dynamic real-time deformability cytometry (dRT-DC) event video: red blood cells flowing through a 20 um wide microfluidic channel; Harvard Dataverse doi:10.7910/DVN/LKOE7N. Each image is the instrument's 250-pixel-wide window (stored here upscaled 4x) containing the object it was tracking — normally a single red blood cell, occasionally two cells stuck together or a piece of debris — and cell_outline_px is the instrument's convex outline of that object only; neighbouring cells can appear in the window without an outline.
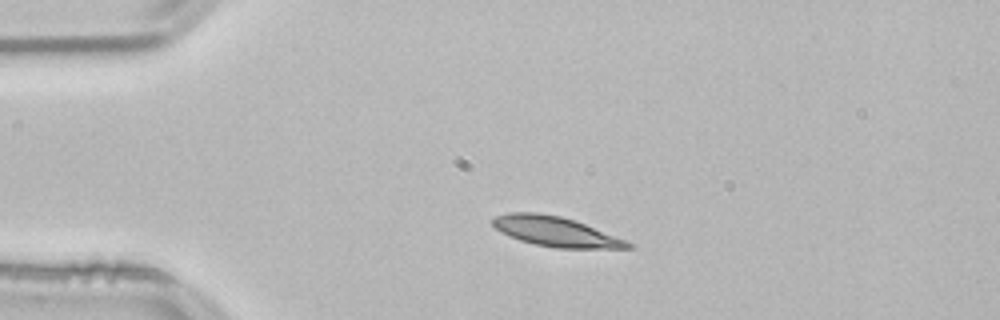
{"species": "common noctule bat (a hibernating species)", "species_latin": "Nyctalus noctula", "temperature_condition": "room temperature", "stored_images_in_passage": 31, "camera_frame_rate_fps": 3000, "um_per_image_px": 0.085, "animal": {"sex": "male", "body_mass_g": 21.5, "forearm_length_mm": 52.0}, "frame": {"image": 1, "passage_image": 1, "time_ms": 0.0, "image_size_px": [1000, 320], "cell_outline_px": [[636, 248], [556, 248], [536, 244], [520, 240], [508, 236], [500, 232], [492, 224], [492, 220], [496, 216], [508, 212], [540, 212], [560, 216], [584, 224], [624, 240], [632, 244]], "centroid_in_image_um": [47.16, 19.68], "position_along_channel_um": 37.8, "area_um2": 23.12}}
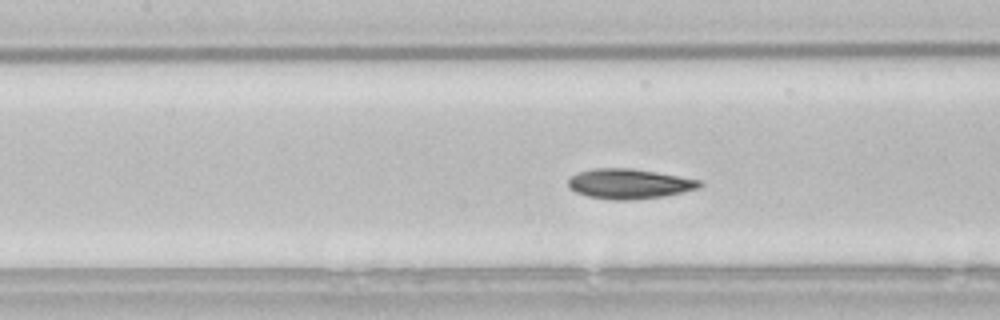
{"frame": {"image": 2, "passage_image": 13, "time_ms": 4.0, "image_size_px": [1000, 320], "cell_outline_px": [[704, 184], [700, 188], [664, 196], [636, 200], [612, 200], [588, 196], [576, 192], [568, 188], [568, 180], [572, 176], [580, 172], [592, 168], [632, 168], [704, 180]], "centroid_in_image_um": [53.53, 15.62], "position_along_channel_um": 153.9, "area_um2": 23.18}}
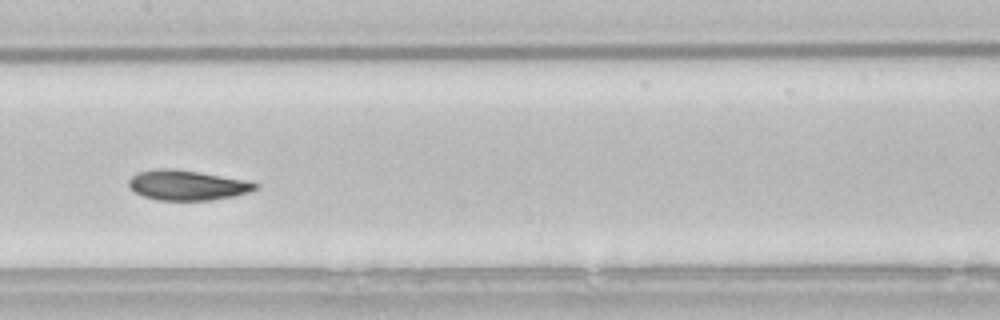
{"frame": {"image": 3, "passage_image": 16, "time_ms": 5.0, "image_size_px": [1000, 320], "cell_outline_px": [[260, 188], [236, 196], [212, 200], [156, 200], [144, 196], [128, 188], [128, 180], [136, 172], [156, 168], [172, 168], [200, 172], [248, 180], [260, 184]], "centroid_in_image_um": [15.93, 15.73], "position_along_channel_um": 191.5, "area_um2": 22.54}, "authors_computed_cell_mechanics": {"area_um2": 22.4842, "velocity_mm_per_s": 3.7663, "shape_relaxation_time_tau1_ms": 3.5213, "shape_relaxation_time_tau2_ms": 2.3731, "deformation_change_tau1": 0.1261, "deformation_change_tau2": 0.0684}}